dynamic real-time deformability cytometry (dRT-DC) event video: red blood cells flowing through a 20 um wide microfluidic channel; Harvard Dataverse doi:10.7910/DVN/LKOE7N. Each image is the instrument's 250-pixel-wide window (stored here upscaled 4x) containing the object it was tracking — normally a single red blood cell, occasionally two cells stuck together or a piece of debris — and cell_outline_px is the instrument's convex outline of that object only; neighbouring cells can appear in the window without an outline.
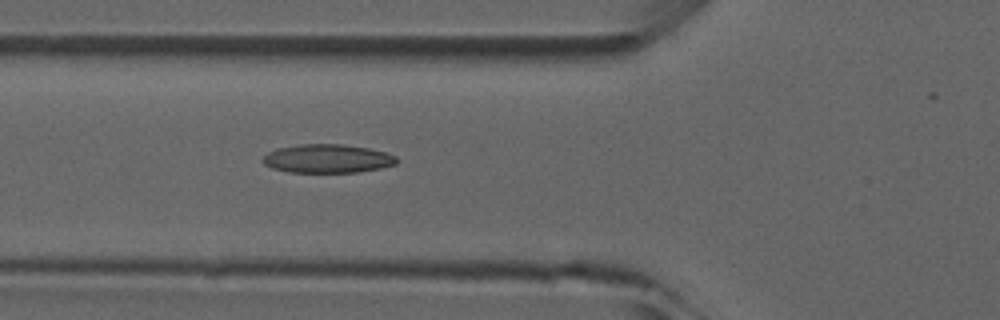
{"species": "common noctule bat (a hibernating species)", "species_latin": "Nyctalus noctula", "temperature_condition": "room temperature", "stored_images_in_passage": 6, "camera_frame_rate_fps": 3000, "um_per_image_px": 0.085, "animal": {"sex": "male", "forearm_length_mm": 52.5}, "frame": {"image": 1, "passage_image": 6, "time_ms": 5.667, "image_size_px": [1000, 320], "cell_outline_px": [[396, 164], [380, 168], [356, 172], [288, 172], [272, 168], [264, 164], [260, 160], [268, 152], [276, 148], [300, 144], [340, 144], [368, 148], [384, 152], [396, 156]], "centroid_in_image_um": [27.78, 13.48], "position_along_channel_um": 98.0, "area_um2": 22.25}}